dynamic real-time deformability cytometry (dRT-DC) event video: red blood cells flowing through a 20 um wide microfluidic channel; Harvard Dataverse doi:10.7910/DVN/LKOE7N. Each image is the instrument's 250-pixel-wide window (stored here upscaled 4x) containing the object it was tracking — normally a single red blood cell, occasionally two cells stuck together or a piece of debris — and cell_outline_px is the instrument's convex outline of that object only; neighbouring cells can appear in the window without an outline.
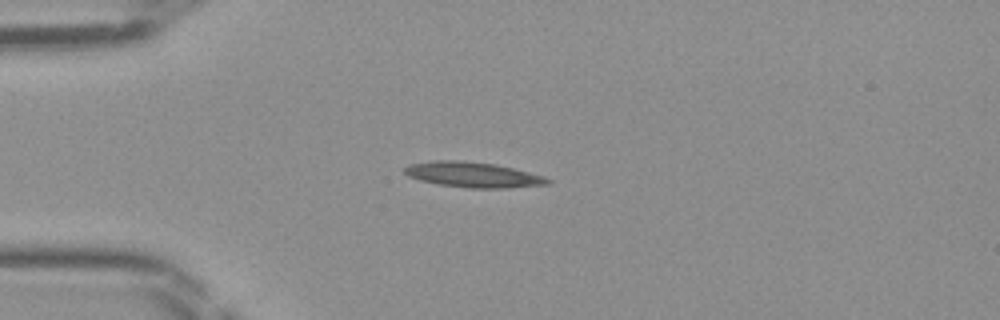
{"species": "Egyptian fruit bat (a non-hibernating species)", "species_latin": "Rousettus aegyptiacus", "temperature_condition": "room temperature", "stored_images_in_passage": 36, "camera_frame_rate_fps": 3000, "um_per_image_px": 0.085, "frame": {"image": 1, "passage_image": 1, "time_ms": 0.0, "image_size_px": [1000, 320], "cell_outline_px": [[552, 180], [548, 184], [508, 188], [468, 188], [440, 184], [420, 180], [408, 176], [404, 172], [404, 168], [408, 164], [432, 160], [464, 160], [496, 164], [544, 176]], "centroid_in_image_um": [40.19, 14.84], "position_along_channel_um": 44.8, "area_um2": 21.15}}
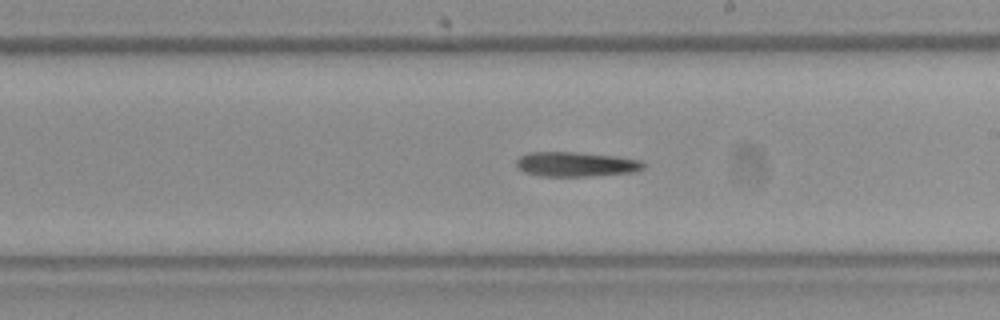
{"frame": {"image": 2, "passage_image": 16, "time_ms": 5.0, "image_size_px": [1000, 320], "cell_outline_px": [[644, 168], [636, 172], [592, 176], [540, 176], [524, 172], [516, 168], [516, 160], [520, 156], [528, 152], [576, 152], [616, 156], [644, 160]], "centroid_in_image_um": [48.97, 13.96], "position_along_channel_um": 240.0, "area_um2": 18.55}}
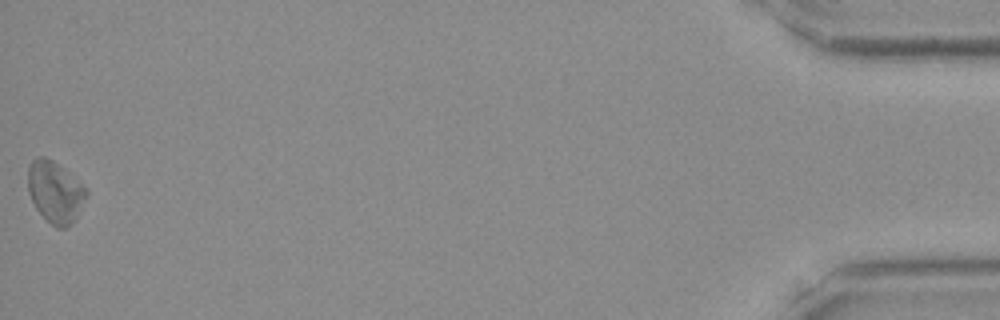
{"frame": {"image": 3, "passage_image": 36, "time_ms": 11.667, "image_size_px": [1000, 320], "cell_outline_px": [[88, 196], [76, 216], [64, 228], [56, 228], [36, 208], [28, 192], [28, 164], [36, 156], [44, 156], [52, 160], [88, 188]], "centroid_in_image_um": [4.68, 16.28], "position_along_channel_um": 430.5, "area_um2": 20.69}}